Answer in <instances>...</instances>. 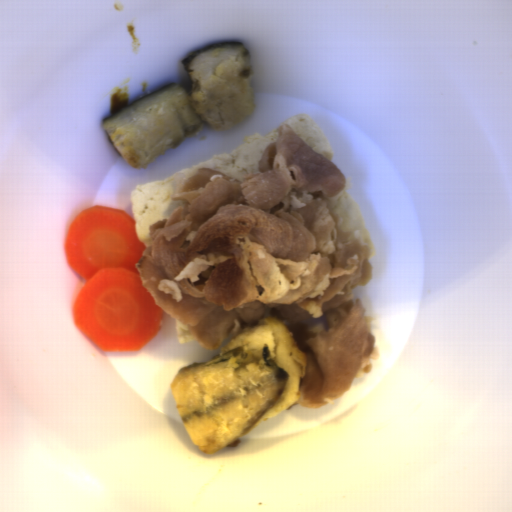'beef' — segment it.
Masks as SVG:
<instances>
[{"label":"beef","mask_w":512,"mask_h":512,"mask_svg":"<svg viewBox=\"0 0 512 512\" xmlns=\"http://www.w3.org/2000/svg\"><path fill=\"white\" fill-rule=\"evenodd\" d=\"M344 190L339 168L286 122L247 178L178 172V206L148 227L135 264L178 344L222 352L246 327L278 317L306 352L294 404L309 411L371 372L376 340L354 291L372 279V249L332 209Z\"/></svg>","instance_id":"beef-1"}]
</instances>
